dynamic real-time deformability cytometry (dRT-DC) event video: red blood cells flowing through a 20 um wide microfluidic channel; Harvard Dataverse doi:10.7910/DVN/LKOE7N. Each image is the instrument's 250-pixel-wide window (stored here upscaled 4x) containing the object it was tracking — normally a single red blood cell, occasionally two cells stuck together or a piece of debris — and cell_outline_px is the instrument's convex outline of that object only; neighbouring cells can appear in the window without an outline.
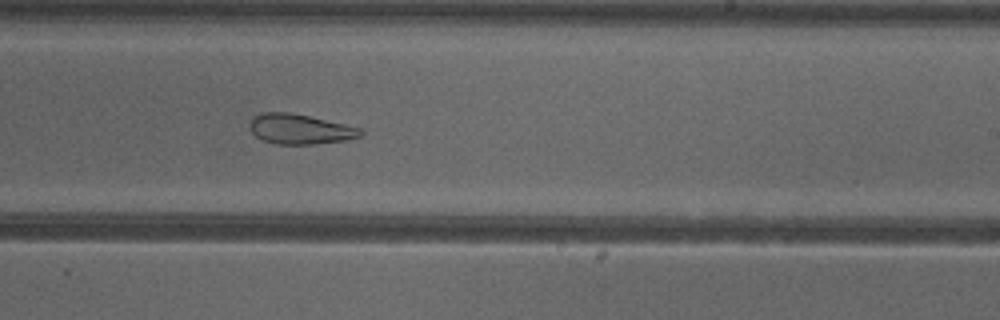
{"species": "common noctule bat (a hibernating species)", "species_latin": "Nyctalus noctula", "temperature_condition": "cold", "stored_images_in_passage": 48, "camera_frame_rate_fps": 3000, "um_per_image_px": 0.085, "animal": {"sex": "female"}, "frame": {"image": 1, "passage_image": 28, "time_ms": 9.0, "image_size_px": [1000, 320], "cell_outline_px": [[364, 132], [360, 136], [344, 140], [316, 144], [276, 144], [264, 140], [256, 136], [248, 128], [248, 124], [252, 116], [264, 112], [288, 112], [308, 116], [344, 124], [360, 128]], "centroid_in_image_um": [25.44, 10.97], "position_along_channel_um": 263.6, "area_um2": 19.31}, "authors_computed_cell_mechanics": {"area_um2": 25.432, "velocity_mm_per_s": 3.8703, "shape_relaxation_time_tau1_ms": null, "shape_relaxation_time_tau2_ms": 4.086, "deformation_change_tau1": null, "deformation_change_tau2": 0.1283}}